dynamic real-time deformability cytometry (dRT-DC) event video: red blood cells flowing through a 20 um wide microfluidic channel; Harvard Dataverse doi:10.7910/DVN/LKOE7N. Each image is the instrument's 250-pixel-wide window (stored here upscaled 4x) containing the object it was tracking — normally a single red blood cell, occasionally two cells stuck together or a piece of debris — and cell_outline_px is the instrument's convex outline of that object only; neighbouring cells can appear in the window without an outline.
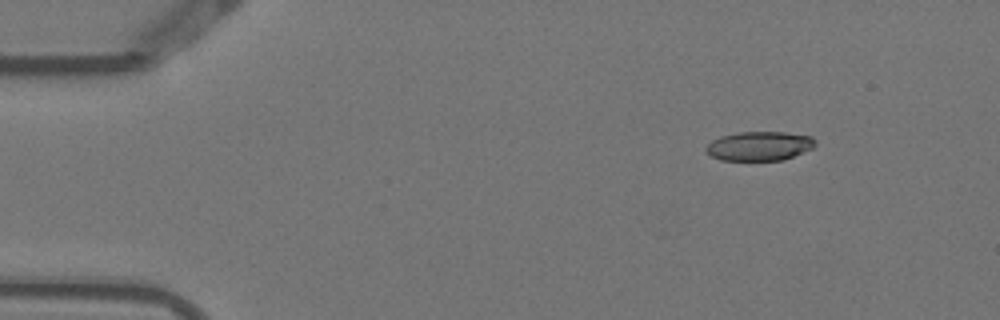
{"species": "Egyptian fruit bat (a non-hibernating species)", "species_latin": "Rousettus aegyptiacus", "temperature_condition": "warm", "stored_images_in_passage": 13, "camera_frame_rate_fps": 3000, "um_per_image_px": 0.085, "animal": {"sex": "female"}, "frame": {"image": 1, "passage_image": 1, "time_ms": 0.0, "image_size_px": [1000, 320], "cell_outline_px": [[816, 144], [812, 148], [784, 160], [720, 160], [712, 156], [704, 148], [712, 140], [720, 136], [740, 132], [784, 132], [812, 136], [816, 140]], "centroid_in_image_um": [64.56, 12.41], "position_along_channel_um": 20.4, "area_um2": 18.55}}
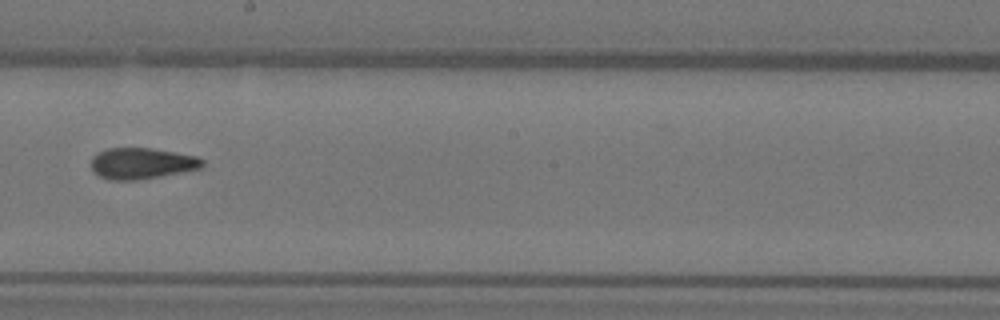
{"frame": {"image": 2, "passage_image": 7, "time_ms": 2.0, "image_size_px": [1000, 320], "cell_outline_px": [[204, 168], [160, 176], [136, 180], [108, 180], [100, 176], [92, 168], [92, 156], [96, 152], [108, 148], [148, 148], [196, 156], [204, 160]], "centroid_in_image_um": [12.05, 13.89], "position_along_channel_um": 236.1, "area_um2": 20.11}}
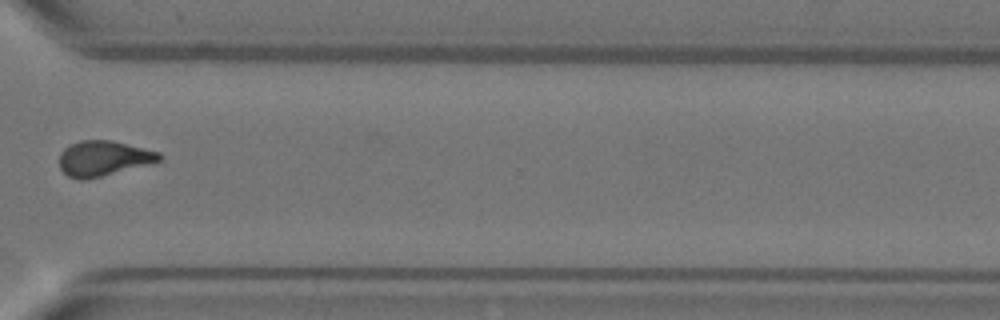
{"frame": {"image": 3, "passage_image": 10, "time_ms": 3.0, "image_size_px": [1000, 320], "cell_outline_px": [[160, 160], [100, 176], [84, 180], [80, 180], [68, 176], [60, 168], [60, 152], [68, 144], [80, 140], [112, 140], [160, 152]], "centroid_in_image_um": [8.72, 13.43], "position_along_channel_um": 361.9, "area_um2": 20.11}}